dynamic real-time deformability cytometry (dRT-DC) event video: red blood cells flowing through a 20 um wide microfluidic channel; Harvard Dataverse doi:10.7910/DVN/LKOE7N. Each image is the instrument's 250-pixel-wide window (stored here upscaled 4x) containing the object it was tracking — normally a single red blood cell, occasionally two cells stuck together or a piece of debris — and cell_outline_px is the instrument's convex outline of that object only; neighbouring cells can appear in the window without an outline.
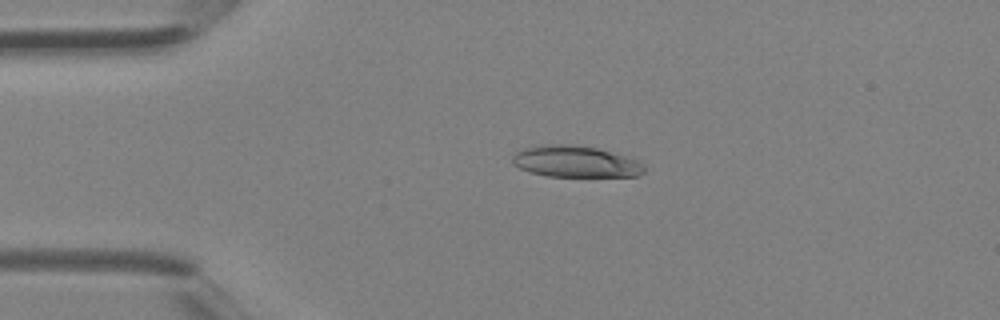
{"species": "Egyptian fruit bat (a non-hibernating species)", "species_latin": "Rousettus aegyptiacus", "temperature_condition": "room temperature", "stored_images_in_passage": 3, "camera_frame_rate_fps": 3000, "um_per_image_px": 0.085, "animal": {"sex": "female"}, "frame": {"image": 1, "passage_image": 2, "time_ms": 0.333, "image_size_px": [1000, 320], "cell_outline_px": [[644, 172], [636, 176], [548, 176], [528, 172], [512, 164], [512, 156], [516, 152], [524, 148], [544, 144], [572, 144], [596, 148], [624, 156], [636, 160], [644, 164]], "centroid_in_image_um": [48.87, 13.73], "position_along_channel_um": 36.1, "area_um2": 24.04}}
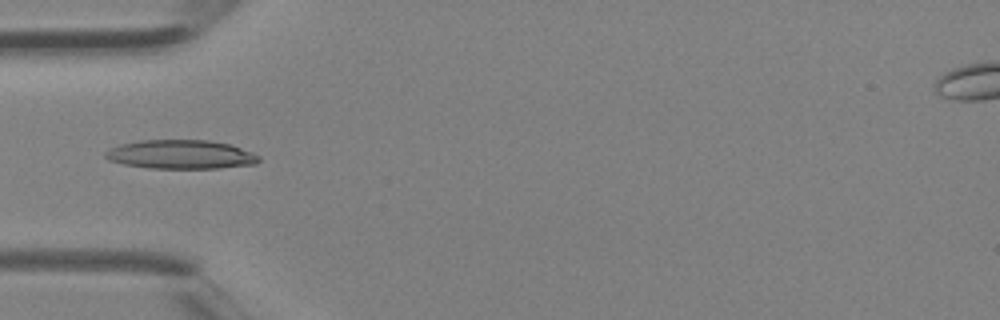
{"frame": {"image": 2, "passage_image": 3, "time_ms": 0.667, "image_size_px": [1000, 320], "cell_outline_px": [[260, 160], [256, 164], [220, 168], [148, 168], [124, 164], [108, 160], [104, 156], [104, 152], [120, 144], [140, 140], [208, 140], [232, 144], [252, 152], [260, 156]], "centroid_in_image_um": [15.39, 13.13], "position_along_channel_um": 69.6, "area_um2": 26.01}}